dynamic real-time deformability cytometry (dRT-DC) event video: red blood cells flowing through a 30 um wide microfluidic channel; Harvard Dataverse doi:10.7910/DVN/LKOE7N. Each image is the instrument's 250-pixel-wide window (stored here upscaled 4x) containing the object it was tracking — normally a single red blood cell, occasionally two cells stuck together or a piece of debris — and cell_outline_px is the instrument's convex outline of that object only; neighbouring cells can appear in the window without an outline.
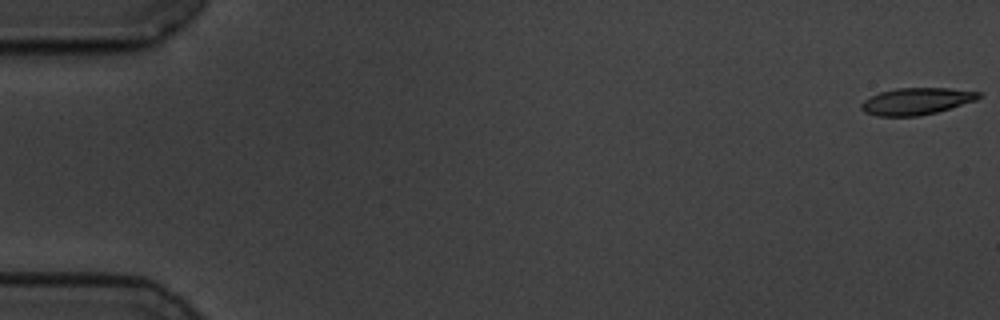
{"species": "common noctule bat (a hibernating species)", "species_latin": "Nyctalus noctula", "temperature_condition": "cold", "stored_images_in_passage": 11, "camera_frame_rate_fps": 3000, "um_per_image_px": 0.085, "animal": {"sex": "male", "body_mass_g": 19.5, "forearm_length_mm": 54.6}, "frame": {"image": 1, "passage_image": 1, "time_ms": 0.0, "image_size_px": [1000, 320], "cell_outline_px": [[984, 96], [976, 100], [936, 112], [920, 116], [876, 116], [864, 112], [860, 108], [860, 104], [864, 100], [880, 92], [896, 88], [952, 88], [980, 92]], "centroid_in_image_um": [77.9, 8.6], "position_along_channel_um": 7.1, "area_um2": 18.44}}